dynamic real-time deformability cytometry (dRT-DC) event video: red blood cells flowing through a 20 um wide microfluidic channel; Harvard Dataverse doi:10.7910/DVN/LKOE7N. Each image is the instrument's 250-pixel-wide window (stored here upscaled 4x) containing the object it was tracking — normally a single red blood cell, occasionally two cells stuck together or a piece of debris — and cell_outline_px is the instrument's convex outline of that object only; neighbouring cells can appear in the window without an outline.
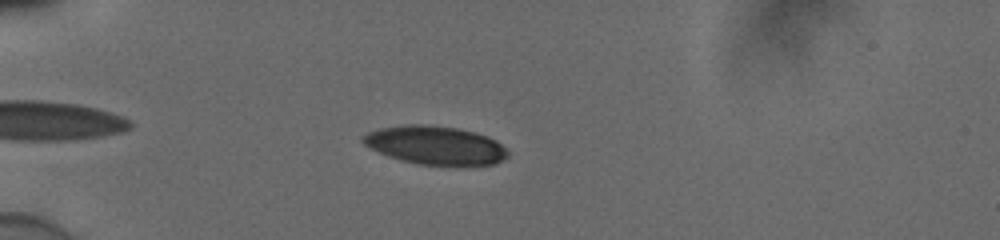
{"species": "human", "species_latin": "Homo sapiens", "temperature_condition": "cold", "stored_images_in_passage": 40, "camera_frame_rate_fps": 3000, "um_per_image_px": 0.085, "donor": {"sex": "male"}, "frame": {"image": 1, "passage_image": 6, "time_ms": 1.667, "image_size_px": [1000, 240], "cell_outline_px": [[508, 156], [492, 164], [420, 164], [400, 160], [388, 156], [364, 144], [360, 140], [360, 136], [368, 132], [380, 128], [408, 124], [424, 124], [456, 128], [488, 136], [496, 140], [508, 152]], "centroid_in_image_um": [36.94, 12.32], "position_along_channel_um": 48.1, "area_um2": 31.91}}
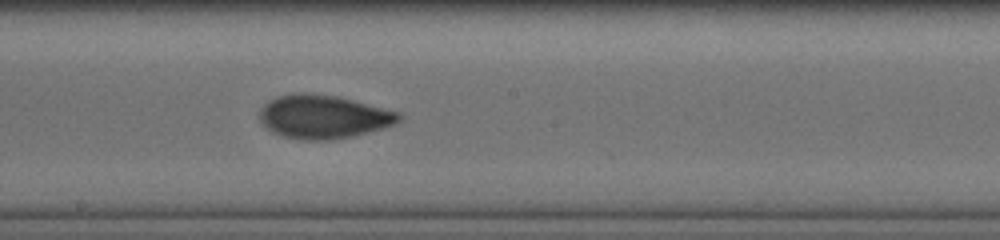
{"frame": {"image": 2, "passage_image": 22, "time_ms": 7.0, "image_size_px": [1000, 240], "cell_outline_px": [[400, 120], [392, 124], [380, 128], [352, 136], [328, 140], [304, 140], [284, 136], [272, 132], [260, 120], [260, 108], [268, 100], [276, 96], [296, 92], [308, 92], [336, 96], [400, 112]], "centroid_in_image_um": [27.43, 9.9], "position_along_channel_um": 220.8, "area_um2": 35.03}}
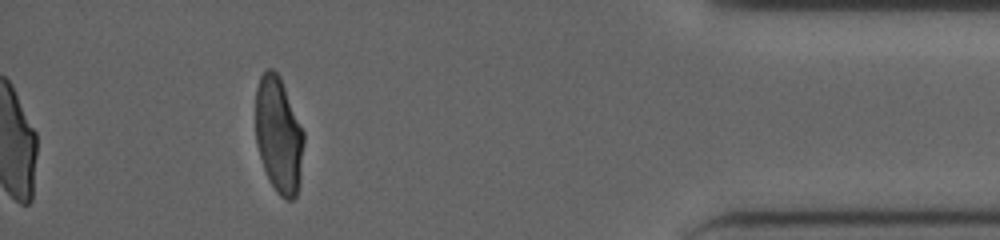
{"frame": {"image": 3, "passage_image": 40, "time_ms": 13.0, "image_size_px": [1000, 240], "cell_outline_px": [[304, 140], [300, 184], [296, 196], [292, 200], [284, 200], [276, 192], [268, 180], [256, 144], [256, 88], [260, 76], [268, 68], [272, 68], [280, 76], [304, 132]], "centroid_in_image_um": [23.69, 11.51], "position_along_channel_um": 411.5, "area_um2": 32.89}, "authors_computed_cell_mechanics": {"area_um2": 34.391, "velocity_mm_per_s": 3.885, "shape_relaxation_time_tau1_ms": 4.41, "shape_relaxation_time_tau2_ms": 1.212, "deformation_change_tau1": 0.163, "deformation_change_tau2": 0.0635}}